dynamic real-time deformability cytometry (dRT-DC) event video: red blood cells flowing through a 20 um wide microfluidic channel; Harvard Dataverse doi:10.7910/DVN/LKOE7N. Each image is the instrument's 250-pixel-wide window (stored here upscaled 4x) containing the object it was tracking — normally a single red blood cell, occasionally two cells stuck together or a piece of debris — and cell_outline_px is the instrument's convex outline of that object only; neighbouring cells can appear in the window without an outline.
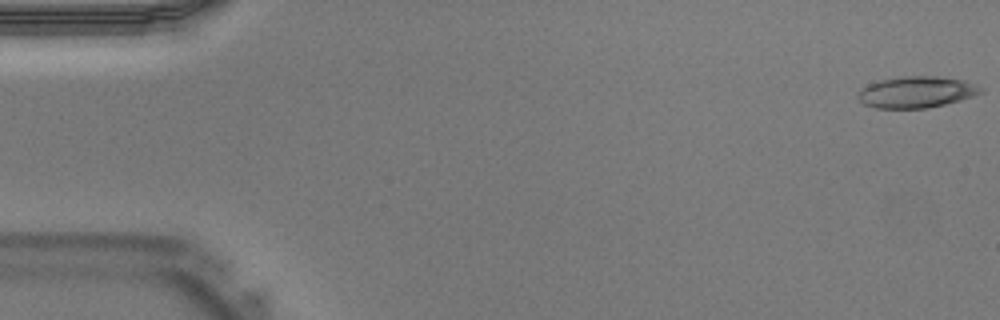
{"species": "Egyptian fruit bat (a non-hibernating species)", "species_latin": "Rousettus aegyptiacus", "temperature_condition": "warm", "stored_images_in_passage": 41, "camera_frame_rate_fps": 3000, "um_per_image_px": 0.085, "animal": {"sex": "male"}, "frame": {"image": 1, "passage_image": 1, "time_ms": 0.0, "image_size_px": [1000, 320], "cell_outline_px": [[984, 92], [960, 100], [928, 108], [876, 108], [864, 104], [856, 96], [868, 84], [880, 80], [900, 76], [936, 76], [964, 80], [984, 88]], "centroid_in_image_um": [77.92, 7.82], "position_along_channel_um": 7.1, "area_um2": 22.37}}
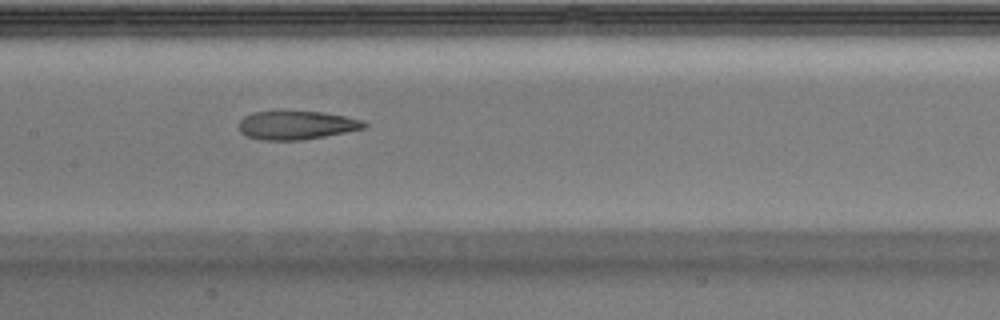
{"frame": {"image": 2, "passage_image": 20, "time_ms": 6.333, "image_size_px": [1000, 320], "cell_outline_px": [[368, 124], [364, 128], [324, 136], [300, 140], [260, 140], [248, 136], [240, 132], [240, 120], [244, 116], [252, 112], [324, 112], [364, 120]], "centroid_in_image_um": [25.2, 10.64], "position_along_channel_um": 182.2, "area_um2": 20.58}}
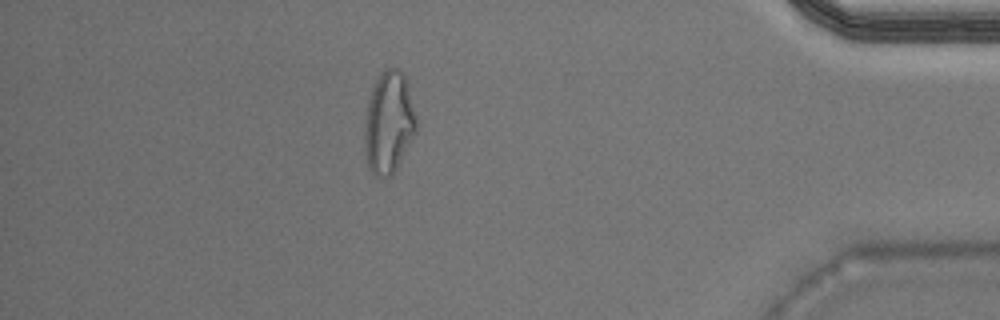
{"frame": {"image": 3, "passage_image": 36, "time_ms": 11.667, "image_size_px": [1000, 320], "cell_outline_px": [[420, 124], [416, 132], [392, 176], [384, 180], [380, 180], [368, 168], [364, 144], [364, 132], [368, 100], [372, 88], [376, 80], [388, 68], [396, 68], [404, 76]], "centroid_in_image_um": [33.06, 10.5], "position_along_channel_um": 402.1, "area_um2": 30.92}}